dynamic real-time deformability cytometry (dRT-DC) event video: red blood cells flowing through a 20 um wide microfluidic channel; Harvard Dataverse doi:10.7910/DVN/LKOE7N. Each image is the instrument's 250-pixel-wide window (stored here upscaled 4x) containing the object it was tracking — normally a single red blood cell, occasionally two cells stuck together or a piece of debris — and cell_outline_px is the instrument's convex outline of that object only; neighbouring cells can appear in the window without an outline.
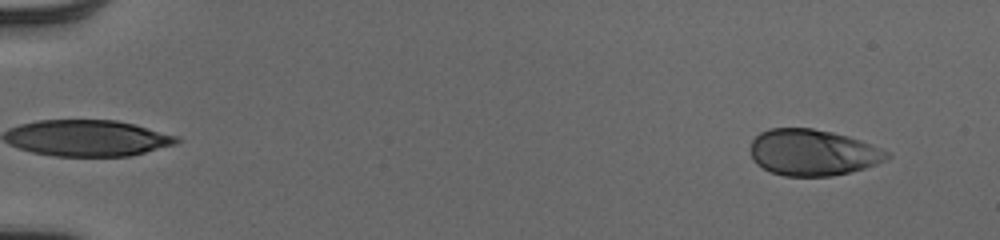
{"species": "human", "species_latin": "Homo sapiens", "temperature_condition": "cold", "stored_images_in_passage": 51, "camera_frame_rate_fps": 3000, "um_per_image_px": 0.085, "donor": {"sex": "male"}, "frame": {"image": 1, "passage_image": 3, "time_ms": 0.667, "image_size_px": [1000, 240], "cell_outline_px": [[892, 156], [876, 164], [864, 168], [832, 176], [784, 176], [772, 172], [756, 164], [752, 160], [752, 140], [760, 132], [768, 128], [812, 128], [832, 132], [848, 136], [860, 140], [892, 152]], "centroid_in_image_um": [69.1, 12.96], "position_along_channel_um": 15.9, "area_um2": 36.82}}
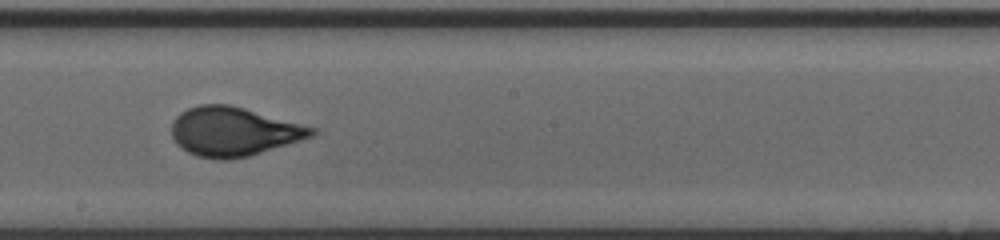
{"frame": {"image": 2, "passage_image": 30, "time_ms": 9.667, "image_size_px": [1000, 240], "cell_outline_px": [[320, 132], [312, 136], [300, 140], [248, 156], [228, 160], [216, 160], [196, 156], [188, 152], [176, 144], [172, 136], [172, 120], [180, 112], [188, 108], [200, 104], [228, 104], [244, 108], [316, 128]], "centroid_in_image_um": [19.82, 11.18], "position_along_channel_um": 228.4, "area_um2": 39.94}}
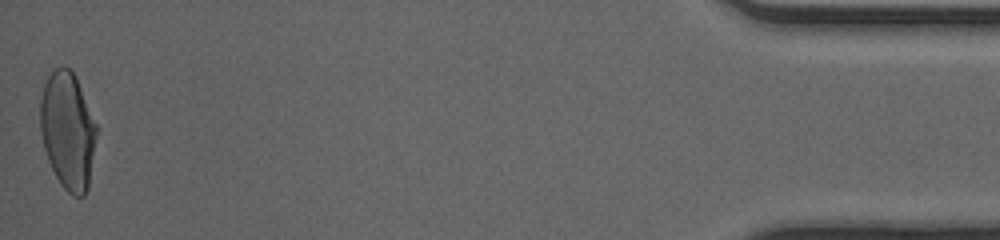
{"frame": {"image": 3, "passage_image": 51, "time_ms": 16.667, "image_size_px": [1000, 240], "cell_outline_px": [[96, 136], [88, 188], [84, 196], [72, 196], [60, 184], [48, 160], [44, 148], [40, 132], [40, 96], [44, 84], [48, 76], [60, 64], [64, 64], [76, 76], [96, 124]], "centroid_in_image_um": [5.74, 11.08], "position_along_channel_um": 429.5, "area_um2": 38.44}, "authors_computed_cell_mechanics": {"area_um2": 38.148, "velocity_mm_per_s": 4.054, "shape_relaxation_time_tau1_ms": 3.6963, "shape_relaxation_time_tau2_ms": null, "deformation_change_tau1": 0.1705, "deformation_change_tau2": null}}